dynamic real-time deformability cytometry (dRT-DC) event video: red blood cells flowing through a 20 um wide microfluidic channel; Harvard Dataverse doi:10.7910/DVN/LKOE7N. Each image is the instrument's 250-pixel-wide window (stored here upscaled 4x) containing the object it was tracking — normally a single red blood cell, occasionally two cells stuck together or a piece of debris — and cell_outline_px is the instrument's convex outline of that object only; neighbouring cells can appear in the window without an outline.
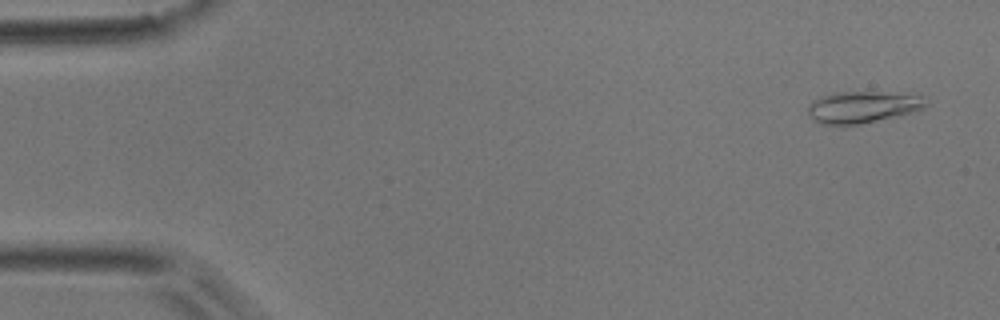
{"species": "common noctule bat (a hibernating species)", "species_latin": "Nyctalus noctula", "temperature_condition": "room temperature", "stored_images_in_passage": 51, "camera_frame_rate_fps": 3000, "um_per_image_px": 0.085, "animal": {"sex": "male", "body_mass_g": 17.9}, "frame": {"image": 1, "passage_image": 3, "time_ms": 0.667, "image_size_px": [1000, 320], "cell_outline_px": [[928, 104], [924, 108], [912, 112], [860, 124], [820, 124], [812, 120], [808, 116], [808, 104], [812, 100], [836, 92], [876, 92], [924, 96]], "centroid_in_image_um": [73.28, 9.1], "position_along_channel_um": 11.7, "area_um2": 21.56}}
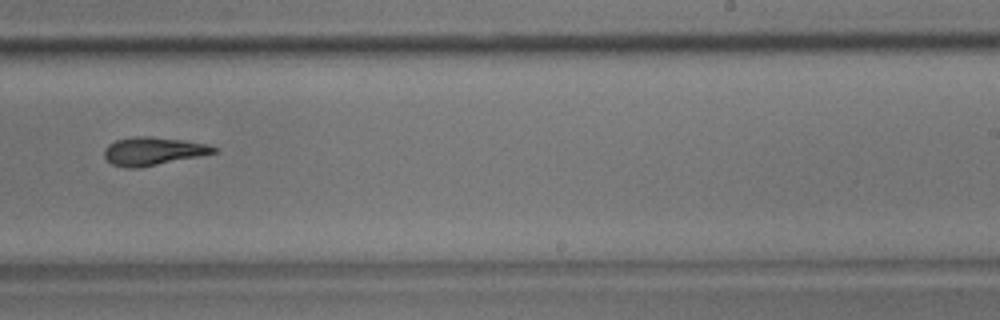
{"frame": {"image": 2, "passage_image": 32, "time_ms": 10.333, "image_size_px": [1000, 320], "cell_outline_px": [[216, 152], [200, 156], [140, 168], [124, 168], [112, 164], [104, 156], [104, 148], [108, 144], [116, 140], [132, 136], [148, 136], [184, 140], [208, 144], [216, 148]], "centroid_in_image_um": [12.98, 12.85], "position_along_channel_um": 276.0, "area_um2": 18.03}}
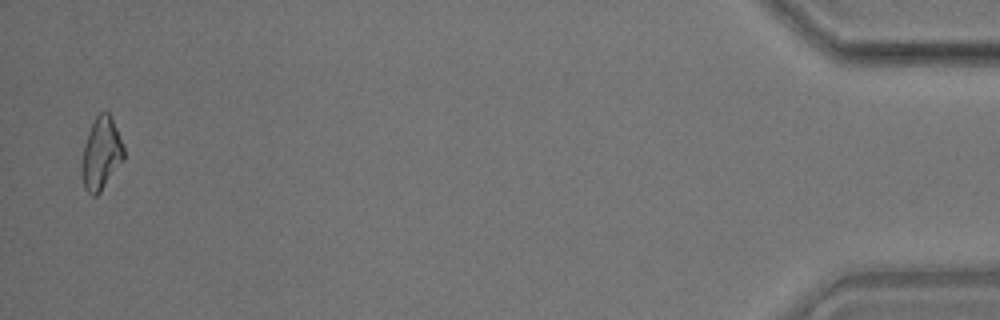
{"frame": {"image": 3, "passage_image": 50, "time_ms": 16.333, "image_size_px": [1000, 320], "cell_outline_px": [[124, 160], [100, 192], [96, 196], [92, 196], [84, 188], [80, 172], [80, 164], [84, 144], [88, 132], [96, 116], [100, 112], [108, 112], [116, 128], [124, 148]], "centroid_in_image_um": [8.57, 13.1], "position_along_channel_um": 426.6, "area_um2": 17.8}, "authors_computed_cell_mechanics": {"area_um2": 18.1492, "velocity_mm_per_s": 3.9609, "shape_relaxation_time_tau1_ms": 4.8961, "shape_relaxation_time_tau2_ms": 3.7034, "deformation_change_tau1": 0.1644, "deformation_change_tau2": 0.1224}}